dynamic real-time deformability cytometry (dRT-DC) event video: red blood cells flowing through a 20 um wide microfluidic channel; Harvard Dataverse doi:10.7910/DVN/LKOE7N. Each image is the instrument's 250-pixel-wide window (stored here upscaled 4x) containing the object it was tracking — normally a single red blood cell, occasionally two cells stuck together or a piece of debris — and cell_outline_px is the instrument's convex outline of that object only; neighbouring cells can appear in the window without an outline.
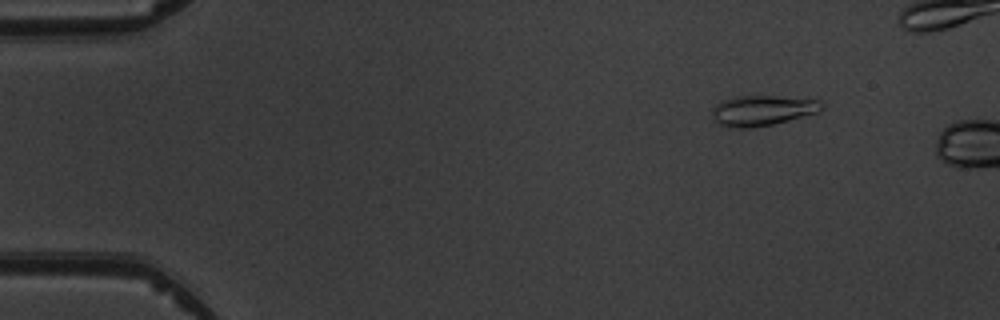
{"species": "common noctule bat (a hibernating species)", "species_latin": "Nyctalus noctula", "temperature_condition": "warm", "stored_images_in_passage": 3, "camera_frame_rate_fps": 3000, "um_per_image_px": 0.085, "animal": {"sex": "male", "body_mass_g": 19.5, "forearm_length_mm": 54.6}, "frame": {"image": 1, "passage_image": 2, "time_ms": 1.0, "image_size_px": [1000, 320], "cell_outline_px": [[824, 108], [820, 112], [772, 124], [752, 128], [732, 128], [716, 124], [712, 116], [712, 108], [720, 100], [736, 96], [776, 96], [820, 100], [824, 104]], "centroid_in_image_um": [64.78, 9.39], "position_along_channel_um": 20.2, "area_um2": 19.65}}